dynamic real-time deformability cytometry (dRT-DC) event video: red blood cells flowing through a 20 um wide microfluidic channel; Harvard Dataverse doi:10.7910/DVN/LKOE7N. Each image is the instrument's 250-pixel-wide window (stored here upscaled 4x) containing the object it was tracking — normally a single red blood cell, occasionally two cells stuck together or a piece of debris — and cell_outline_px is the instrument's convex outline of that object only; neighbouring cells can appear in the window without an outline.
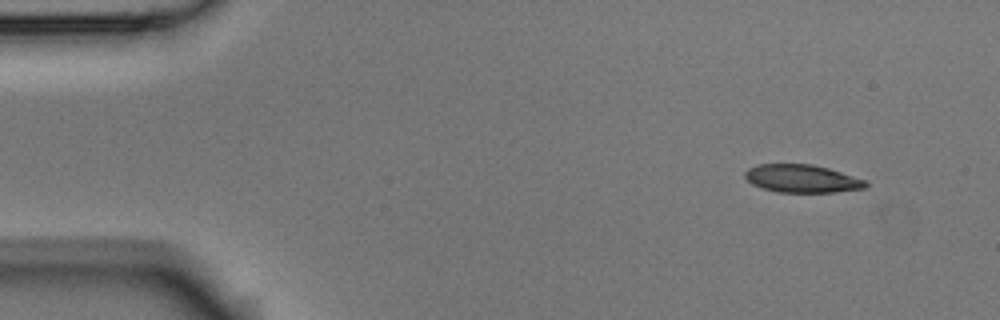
{"species": "Egyptian fruit bat (a non-hibernating species)", "species_latin": "Rousettus aegyptiacus", "temperature_condition": "room temperature", "stored_images_in_passage": 5, "camera_frame_rate_fps": 3000, "um_per_image_px": 0.085, "animal": {"sex": "male"}, "frame": {"image": 1, "passage_image": 1, "time_ms": 0.0, "image_size_px": [1000, 320], "cell_outline_px": [[868, 184], [864, 188], [832, 192], [780, 192], [764, 188], [752, 184], [744, 176], [744, 172], [748, 168], [756, 164], [812, 164], [828, 168], [864, 180]], "centroid_in_image_um": [68.12, 15.17], "position_along_channel_um": 16.9, "area_um2": 19.36}}
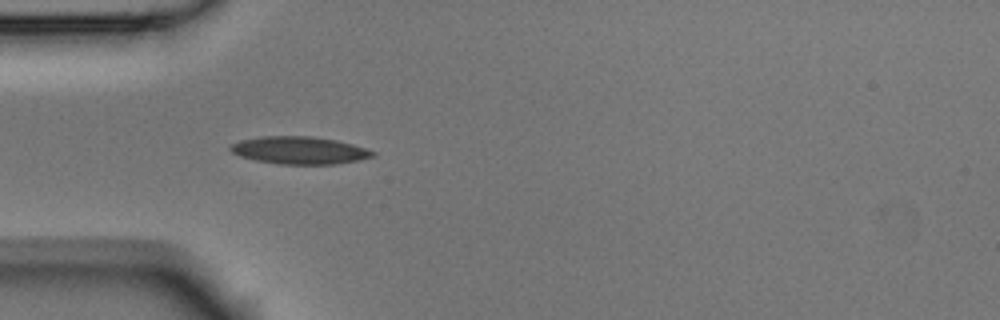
{"frame": {"image": 2, "passage_image": 4, "time_ms": 1.0, "image_size_px": [1000, 320], "cell_outline_px": [[376, 156], [360, 160], [336, 164], [280, 164], [256, 160], [240, 156], [232, 152], [228, 148], [232, 144], [240, 140], [260, 136], [312, 136], [336, 140], [352, 144], [376, 152]], "centroid_in_image_um": [25.46, 12.77], "position_along_channel_um": 59.5, "area_um2": 22.83}}
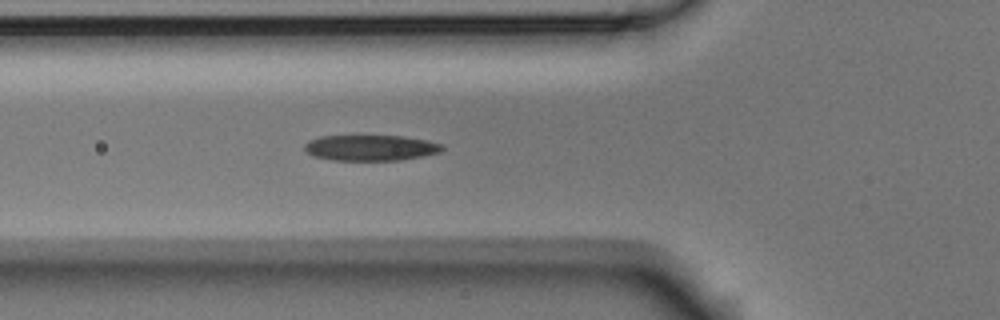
{"frame": {"image": 3, "passage_image": 5, "time_ms": 1.333, "image_size_px": [1000, 320], "cell_outline_px": [[444, 148], [440, 152], [424, 156], [400, 160], [332, 160], [312, 156], [304, 148], [304, 144], [308, 140], [320, 136], [360, 132], [404, 136], [428, 140], [444, 144]], "centroid_in_image_um": [31.48, 12.5], "position_along_channel_um": 94.3, "area_um2": 22.02}}